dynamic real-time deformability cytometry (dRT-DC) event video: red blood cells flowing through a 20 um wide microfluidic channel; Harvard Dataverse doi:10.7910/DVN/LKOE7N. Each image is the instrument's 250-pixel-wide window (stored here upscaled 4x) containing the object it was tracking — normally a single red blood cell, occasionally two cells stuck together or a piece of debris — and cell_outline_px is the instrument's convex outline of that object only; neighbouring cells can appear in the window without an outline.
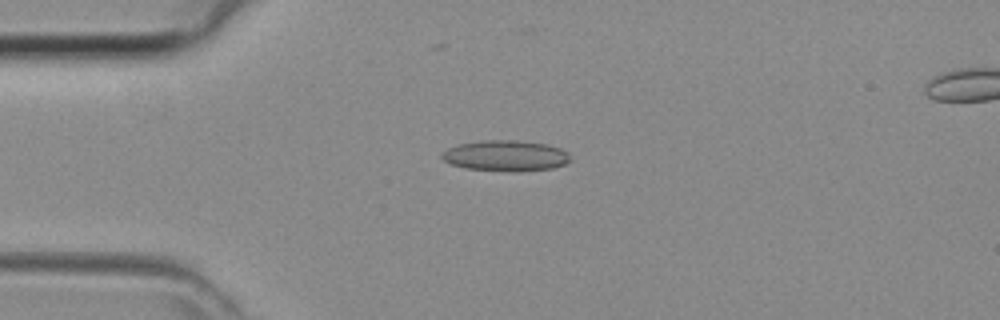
{"species": "common noctule bat (a hibernating species)", "species_latin": "Nyctalus noctula", "temperature_condition": "room temperature", "stored_images_in_passage": 45, "camera_frame_rate_fps": 3000, "um_per_image_px": 0.085, "animal": {"sex": "female", "body_mass_g": 29.2, "forearm_length_mm": 56.3}, "frame": {"image": 1, "passage_image": 11, "time_ms": 3.333, "image_size_px": [1000, 320], "cell_outline_px": [[568, 160], [564, 164], [552, 168], [516, 172], [468, 168], [452, 164], [444, 160], [440, 156], [448, 148], [460, 144], [484, 140], [520, 140], [548, 144], [560, 148], [568, 152]], "centroid_in_image_um": [43.0, 13.23], "position_along_channel_um": 42.0, "area_um2": 22.83}}
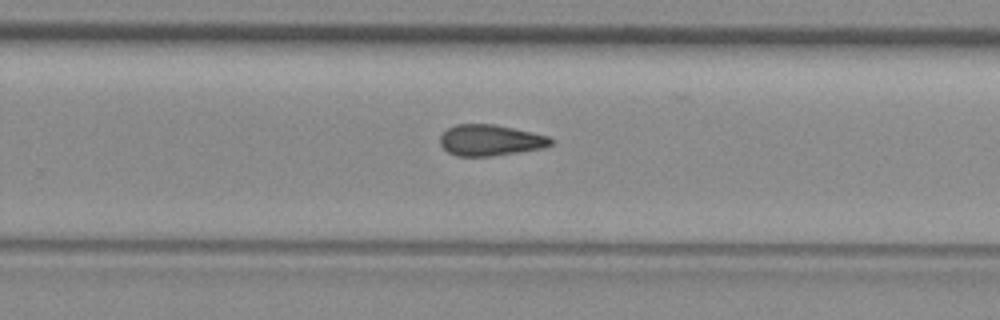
{"frame": {"image": 2, "passage_image": 28, "time_ms": 9.0, "image_size_px": [1000, 320], "cell_outline_px": [[552, 144], [544, 148], [492, 156], [456, 156], [448, 152], [440, 144], [440, 136], [448, 128], [456, 124], [492, 124], [512, 128], [548, 136], [552, 140]], "centroid_in_image_um": [41.65, 11.92], "position_along_channel_um": 288.1, "area_um2": 19.88}}
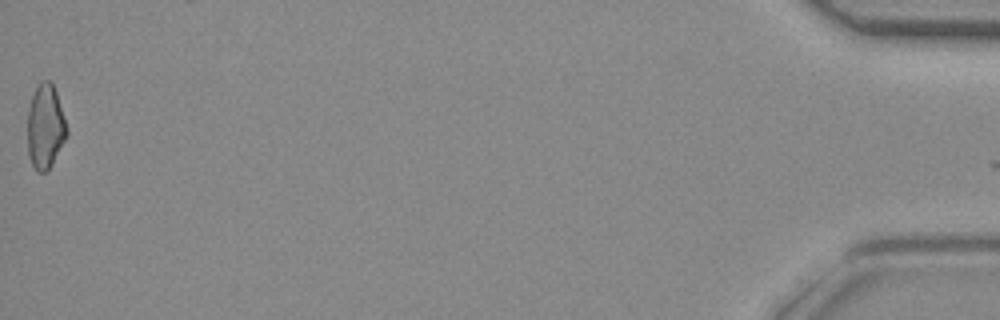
{"frame": {"image": 3, "passage_image": 44, "time_ms": 14.333, "image_size_px": [1000, 320], "cell_outline_px": [[68, 132], [52, 164], [44, 172], [36, 172], [28, 156], [28, 108], [32, 96], [40, 80], [52, 80], [68, 128]], "centroid_in_image_um": [3.84, 10.74], "position_along_channel_um": 431.4, "area_um2": 19.25}}